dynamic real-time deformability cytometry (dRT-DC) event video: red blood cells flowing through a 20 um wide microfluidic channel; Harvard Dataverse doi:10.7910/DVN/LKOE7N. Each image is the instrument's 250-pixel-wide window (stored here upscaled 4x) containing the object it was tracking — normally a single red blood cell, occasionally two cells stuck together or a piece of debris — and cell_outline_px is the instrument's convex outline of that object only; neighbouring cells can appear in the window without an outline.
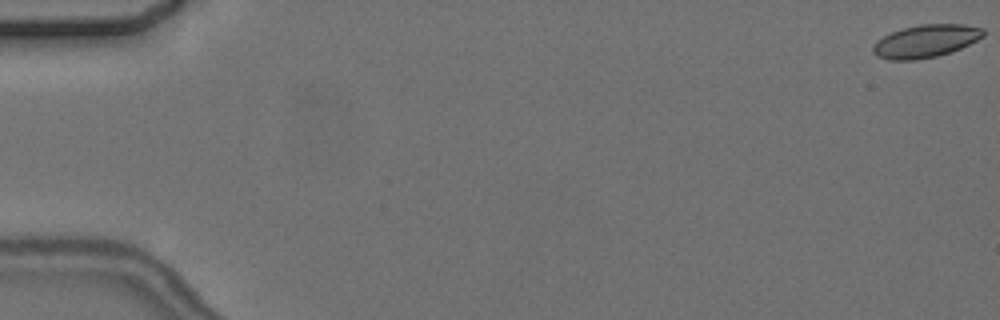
{"species": "common noctule bat (a hibernating species)", "species_latin": "Nyctalus noctula", "temperature_condition": "cold", "stored_images_in_passage": 6, "camera_frame_rate_fps": 3000, "um_per_image_px": 0.085, "animal": {"sex": "female", "body_mass_g": 24.6, "forearm_length_mm": 56.2}, "frame": {"image": 1, "passage_image": 1, "time_ms": 0.0, "image_size_px": [1000, 320], "cell_outline_px": [[984, 36], [952, 52], [936, 56], [916, 60], [888, 60], [876, 56], [872, 52], [872, 48], [884, 36], [892, 32], [904, 28], [920, 24], [964, 24], [984, 28]], "centroid_in_image_um": [78.7, 3.5], "position_along_channel_um": 6.3, "area_um2": 20.92}}